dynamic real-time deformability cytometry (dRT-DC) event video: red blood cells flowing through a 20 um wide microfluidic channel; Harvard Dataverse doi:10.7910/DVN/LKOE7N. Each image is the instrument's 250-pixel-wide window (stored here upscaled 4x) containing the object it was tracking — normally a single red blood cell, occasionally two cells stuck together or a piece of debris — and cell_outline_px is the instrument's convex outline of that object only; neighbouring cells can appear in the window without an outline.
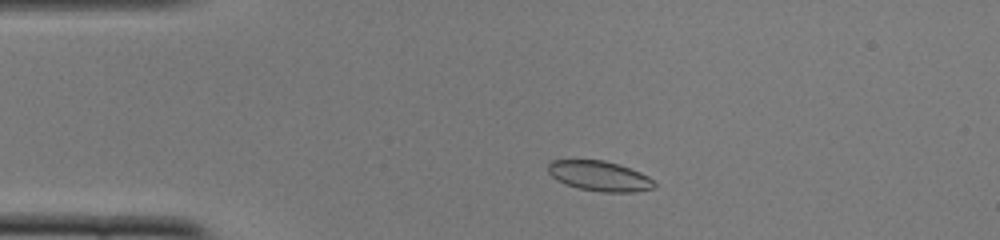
{"species": "common noctule bat (a hibernating species)", "species_latin": "Nyctalus noctula", "temperature_condition": "cold", "stored_images_in_passage": 26, "camera_frame_rate_fps": 3000, "um_per_image_px": 0.085, "animal": {"sex": "female", "body_mass_g": 22.0, "forearm_length_mm": 56.7}, "frame": {"image": 1, "passage_image": 3, "time_ms": 0.667, "image_size_px": [1000, 240], "cell_outline_px": [[656, 188], [636, 192], [600, 192], [580, 188], [564, 184], [556, 180], [548, 172], [548, 164], [552, 160], [604, 160], [620, 164], [640, 172], [648, 176], [656, 184]], "centroid_in_image_um": [50.97, 14.96], "position_along_channel_um": 34.0, "area_um2": 18.79}}
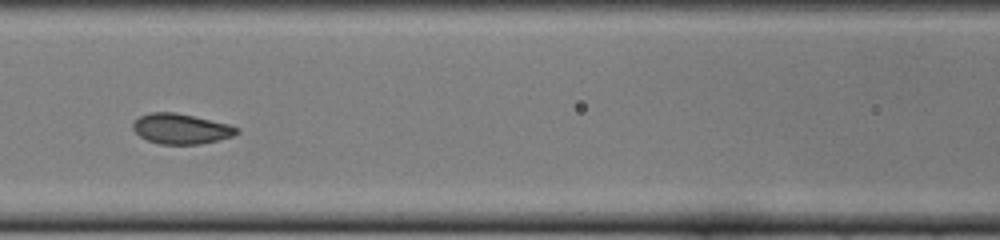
{"frame": {"image": 2, "passage_image": 15, "time_ms": 4.667, "image_size_px": [1000, 240], "cell_outline_px": [[240, 132], [232, 136], [200, 144], [160, 144], [148, 140], [140, 136], [132, 128], [132, 124], [140, 116], [152, 112], [176, 112], [228, 124], [240, 128]], "centroid_in_image_um": [15.39, 10.94], "position_along_channel_um": 151.2, "area_um2": 18.15}}
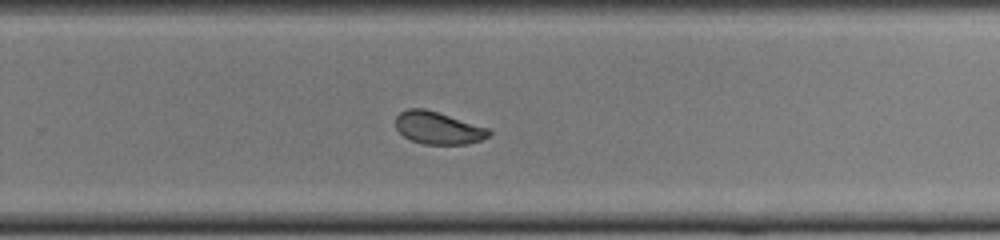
{"frame": {"image": 3, "passage_image": 26, "time_ms": 8.333, "image_size_px": [1000, 240], "cell_outline_px": [[492, 132], [488, 136], [480, 140], [468, 144], [424, 144], [412, 140], [404, 136], [396, 128], [396, 116], [400, 112], [408, 108], [424, 108], [488, 128]], "centroid_in_image_um": [37.22, 10.87], "position_along_channel_um": 292.6, "area_um2": 17.4}}